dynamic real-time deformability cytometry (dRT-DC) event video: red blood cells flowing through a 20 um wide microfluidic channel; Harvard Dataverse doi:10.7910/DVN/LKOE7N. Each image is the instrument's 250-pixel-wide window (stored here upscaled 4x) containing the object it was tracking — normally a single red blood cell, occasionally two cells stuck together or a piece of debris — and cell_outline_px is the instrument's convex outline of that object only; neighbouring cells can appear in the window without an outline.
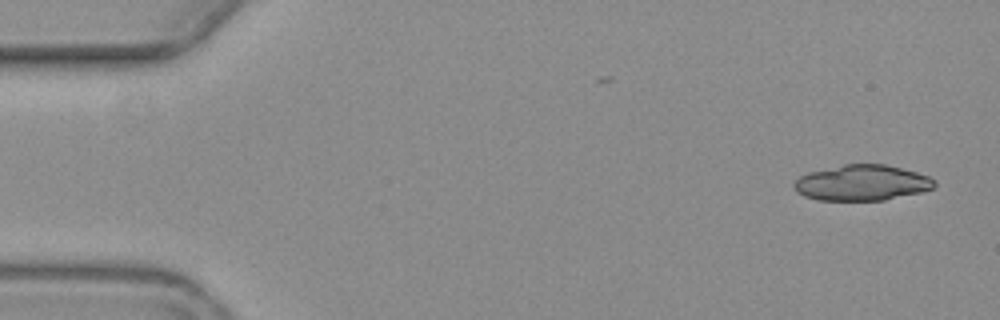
{"species": "common noctule bat (a hibernating species)", "species_latin": "Nyctalus noctula", "temperature_condition": "warm", "stored_images_in_passage": 3, "segment_of_instrument_passage": [2, 2], "camera_frame_rate_fps": 3000, "um_per_image_px": 0.085, "animal": {"sex": "female", "body_mass_g": 19.3, "forearm_length_mm": 54.1}, "frame": {"image": 1, "passage_image": 3, "time_ms": 4.333, "image_size_px": [1000, 320], "cell_outline_px": [[936, 184], [932, 188], [920, 192], [884, 200], [816, 200], [804, 196], [796, 192], [792, 184], [800, 176], [808, 172], [844, 164], [884, 164], [916, 172], [928, 176], [936, 180]], "centroid_in_image_um": [73.23, 15.54], "position_along_channel_um": 11.8, "area_um2": 29.13}}